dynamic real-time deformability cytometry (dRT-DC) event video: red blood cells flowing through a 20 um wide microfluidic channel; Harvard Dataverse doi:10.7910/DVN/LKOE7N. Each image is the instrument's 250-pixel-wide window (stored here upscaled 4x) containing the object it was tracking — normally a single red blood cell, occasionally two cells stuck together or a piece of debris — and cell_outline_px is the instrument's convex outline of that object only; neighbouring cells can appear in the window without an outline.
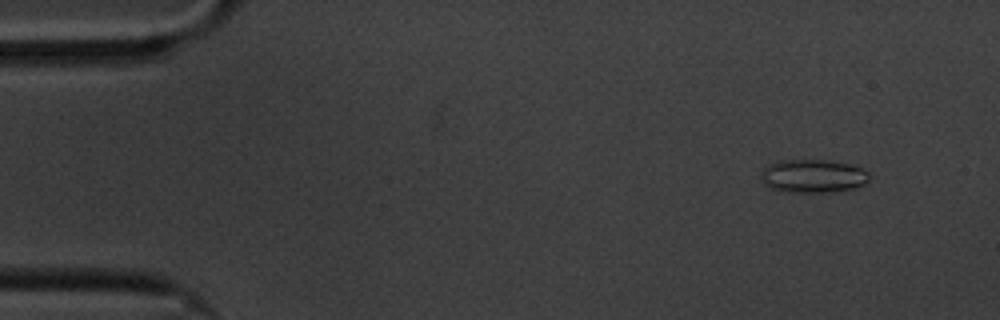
{"species": "common noctule bat (a hibernating species)", "species_latin": "Nyctalus noctula", "temperature_condition": "cold", "stored_images_in_passage": 55, "camera_frame_rate_fps": 3000, "um_per_image_px": 0.085, "animal": {"sex": "male", "body_mass_g": 20.1, "forearm_length_mm": 53.5}, "frame": {"image": 1, "passage_image": 1, "time_ms": 0.0, "image_size_px": [1000, 320], "cell_outline_px": [[868, 180], [864, 184], [856, 188], [824, 192], [784, 192], [772, 188], [764, 184], [760, 180], [760, 172], [768, 164], [780, 160], [832, 160], [848, 164], [860, 168], [868, 172]], "centroid_in_image_um": [69.05, 14.96], "position_along_channel_um": 15.9, "area_um2": 21.1}}
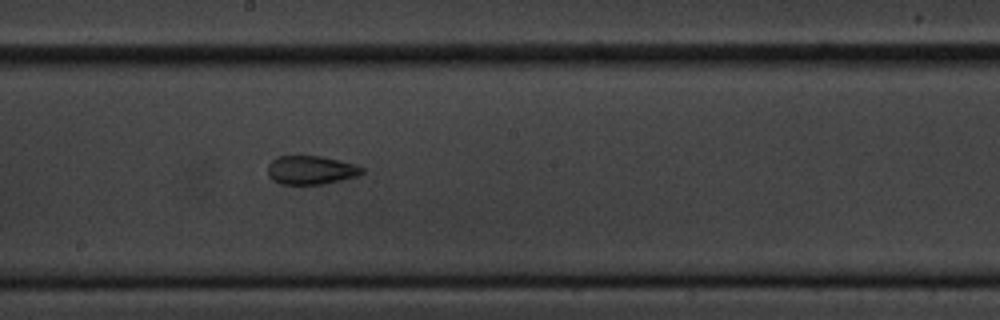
{"frame": {"image": 2, "passage_image": 28, "time_ms": 9.0, "image_size_px": [1000, 320], "cell_outline_px": [[364, 172], [356, 176], [324, 184], [280, 184], [272, 180], [268, 176], [268, 164], [276, 156], [320, 156], [340, 160], [364, 168]], "centroid_in_image_um": [26.39, 14.45], "position_along_channel_um": 221.8, "area_um2": 15.72}}
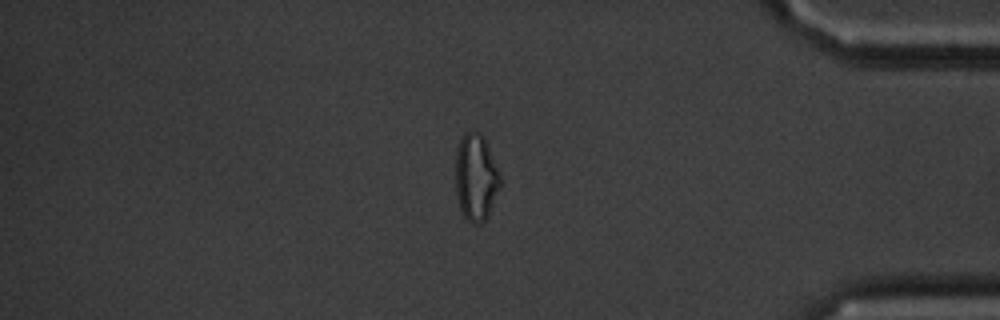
{"frame": {"image": 3, "passage_image": 46, "time_ms": 15.0, "image_size_px": [1000, 320], "cell_outline_px": [[500, 184], [488, 216], [480, 224], [476, 224], [468, 220], [460, 212], [456, 196], [456, 148], [460, 136], [464, 132], [480, 132], [484, 136], [500, 176]], "centroid_in_image_um": [40.42, 15.06], "position_along_channel_um": 394.8, "area_um2": 22.6}, "authors_computed_cell_mechanics": {"area_um2": 18.3804, "velocity_mm_per_s": 3.3624, "shape_relaxation_time_tau1_ms": null, "shape_relaxation_time_tau2_ms": 3.3677, "deformation_change_tau1": null, "deformation_change_tau2": 0.0981}}